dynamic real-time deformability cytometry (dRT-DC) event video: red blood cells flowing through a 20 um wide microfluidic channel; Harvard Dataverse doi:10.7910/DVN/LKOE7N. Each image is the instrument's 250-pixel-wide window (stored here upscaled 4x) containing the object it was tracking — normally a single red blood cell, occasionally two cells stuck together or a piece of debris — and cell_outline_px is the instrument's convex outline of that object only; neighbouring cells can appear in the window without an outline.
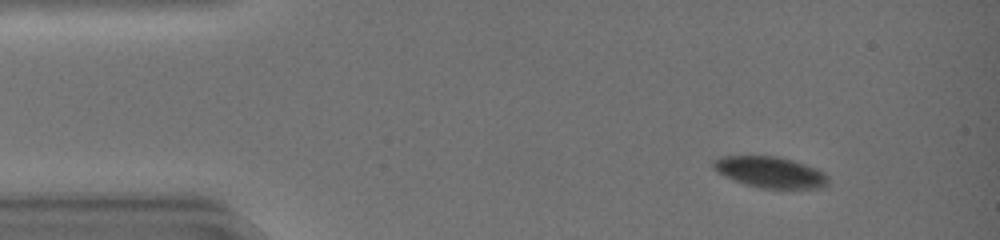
{"species": "common noctule bat (a hibernating species)", "species_latin": "Nyctalus noctula", "temperature_condition": "warm", "stored_images_in_passage": 42, "camera_frame_rate_fps": 3000, "um_per_image_px": 0.085, "animal": {"sex": "female", "body_mass_g": 19.0, "forearm_length_mm": 51.5}, "frame": {"image": 1, "passage_image": 1, "time_ms": 0.0, "image_size_px": [1000, 240], "cell_outline_px": [[828, 184], [820, 188], [760, 188], [732, 180], [716, 172], [712, 168], [712, 160], [720, 156], [776, 156], [792, 160], [816, 168], [824, 172], [828, 176]], "centroid_in_image_um": [65.42, 14.63], "position_along_channel_um": 19.6, "area_um2": 20.92}}
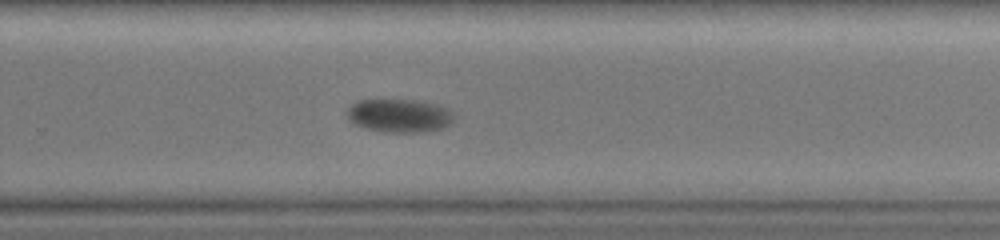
{"frame": {"image": 2, "passage_image": 27, "time_ms": 8.667, "image_size_px": [1000, 240], "cell_outline_px": [[452, 120], [444, 128], [428, 132], [384, 132], [368, 128], [356, 124], [348, 116], [348, 108], [356, 100], [412, 100], [436, 104], [448, 108], [452, 112]], "centroid_in_image_um": [33.97, 9.83], "position_along_channel_um": 295.8, "area_um2": 20.52}}
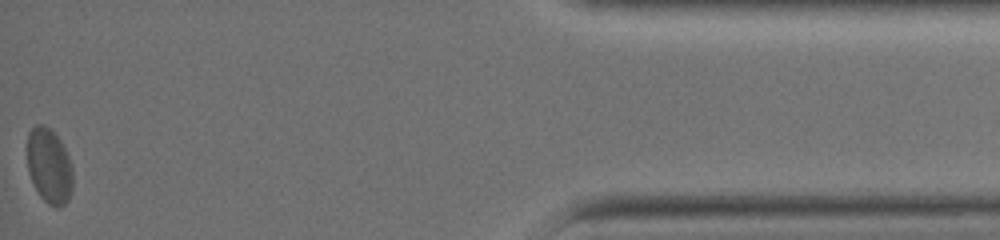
{"frame": {"image": 3, "passage_image": 42, "time_ms": 13.667, "image_size_px": [1000, 240], "cell_outline_px": [[72, 188], [68, 200], [60, 208], [56, 208], [48, 204], [40, 196], [28, 172], [28, 132], [36, 124], [44, 124], [60, 140], [68, 156], [72, 168]], "centroid_in_image_um": [4.18, 14.13], "position_along_channel_um": 431.0, "area_um2": 19.77}, "authors_computed_cell_mechanics": {"area_um2": 21.3282, "velocity_mm_per_s": 4.152, "shape_relaxation_time_tau1_ms": 1.9734, "shape_relaxation_time_tau2_ms": null, "deformation_change_tau1": 0.0403, "deformation_change_tau2": null}}